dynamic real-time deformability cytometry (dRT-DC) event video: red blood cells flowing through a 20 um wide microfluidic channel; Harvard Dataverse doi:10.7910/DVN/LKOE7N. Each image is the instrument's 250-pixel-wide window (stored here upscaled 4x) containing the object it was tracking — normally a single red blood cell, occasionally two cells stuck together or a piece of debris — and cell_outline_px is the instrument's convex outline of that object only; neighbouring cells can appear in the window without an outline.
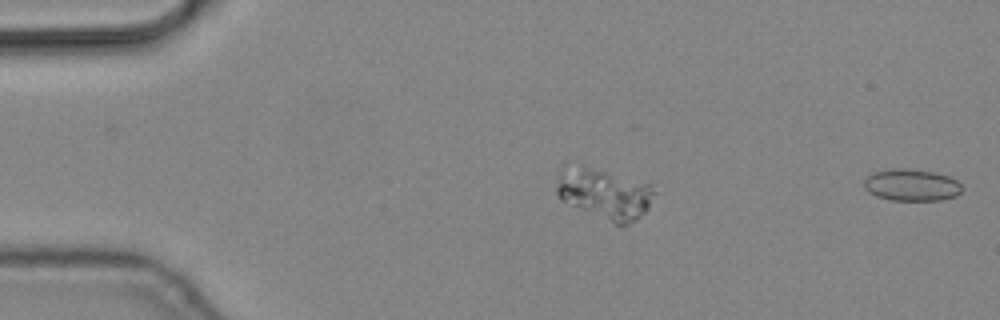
{"species": "common noctule bat (a hibernating species)", "species_latin": "Nyctalus noctula", "temperature_condition": "cold", "stored_images_in_passage": 2, "segment_of_instrument_passage": [2, 2], "camera_frame_rate_fps": 3000, "um_per_image_px": 0.085, "animal": {"sex": "male", "body_mass_g": 19.2, "forearm_length_mm": 51.8}, "frame": {"image": 1, "passage_image": 2, "time_ms": 0.333, "image_size_px": [1000, 320], "cell_outline_px": [[960, 192], [956, 196], [940, 200], [892, 200], [876, 196], [868, 192], [864, 188], [864, 180], [872, 172], [888, 168], [908, 168], [932, 172], [948, 176], [956, 180], [960, 184]], "centroid_in_image_um": [77.43, 15.72], "position_along_channel_um": 7.6, "area_um2": 18.21}}